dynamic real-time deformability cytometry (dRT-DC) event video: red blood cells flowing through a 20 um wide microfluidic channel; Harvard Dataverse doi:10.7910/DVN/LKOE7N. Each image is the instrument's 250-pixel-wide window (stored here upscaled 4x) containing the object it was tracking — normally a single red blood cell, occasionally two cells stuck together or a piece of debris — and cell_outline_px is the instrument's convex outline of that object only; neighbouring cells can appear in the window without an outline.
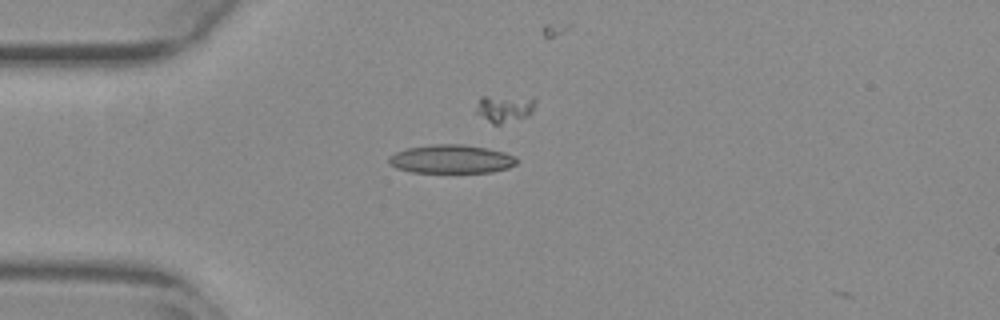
{"species": "common noctule bat (a hibernating species)", "species_latin": "Nyctalus noctula", "temperature_condition": "warm", "stored_images_in_passage": 3, "camera_frame_rate_fps": 3000, "um_per_image_px": 0.085, "animal": {"sex": "female", "body_mass_g": 29.2, "forearm_length_mm": 56.3}, "frame": {"image": 1, "passage_image": 2, "time_ms": 0.333, "image_size_px": [1000, 320], "cell_outline_px": [[520, 160], [516, 164], [508, 168], [492, 172], [412, 172], [396, 168], [388, 164], [388, 156], [396, 152], [408, 148], [432, 144], [464, 144], [488, 148], [504, 152], [516, 156]], "centroid_in_image_um": [38.38, 13.52], "position_along_channel_um": 46.6, "area_um2": 21.5}}